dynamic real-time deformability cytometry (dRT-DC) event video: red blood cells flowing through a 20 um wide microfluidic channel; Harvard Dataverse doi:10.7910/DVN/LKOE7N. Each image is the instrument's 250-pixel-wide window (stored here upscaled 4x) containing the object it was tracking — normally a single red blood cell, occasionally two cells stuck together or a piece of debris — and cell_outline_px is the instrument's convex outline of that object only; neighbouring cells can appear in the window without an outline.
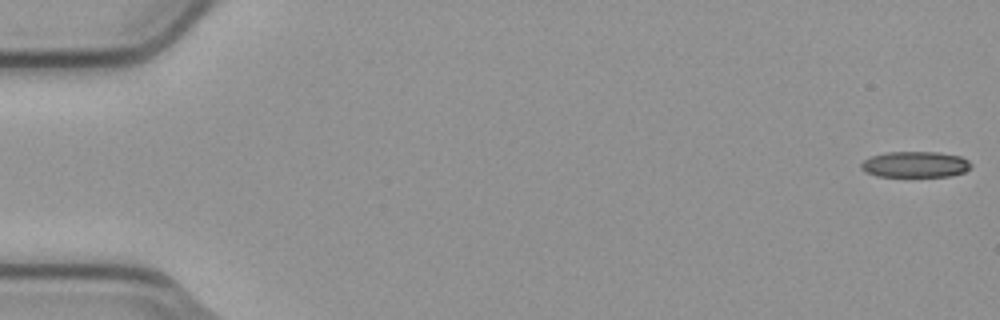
{"species": "common noctule bat (a hibernating species)", "species_latin": "Nyctalus noctula", "temperature_condition": "cold", "stored_images_in_passage": 2, "camera_frame_rate_fps": 3000, "um_per_image_px": 0.085, "animal": {"sex": "male", "body_mass_g": 23.1, "forearm_length_mm": 52.7}, "frame": {"image": 1, "passage_image": 1, "time_ms": 0.0, "image_size_px": [1000, 320], "cell_outline_px": [[972, 164], [964, 172], [952, 176], [876, 176], [864, 172], [860, 168], [860, 164], [864, 160], [872, 156], [888, 152], [936, 152], [960, 156], [968, 160]], "centroid_in_image_um": [77.77, 13.98], "position_along_channel_um": 7.2, "area_um2": 16.59}}